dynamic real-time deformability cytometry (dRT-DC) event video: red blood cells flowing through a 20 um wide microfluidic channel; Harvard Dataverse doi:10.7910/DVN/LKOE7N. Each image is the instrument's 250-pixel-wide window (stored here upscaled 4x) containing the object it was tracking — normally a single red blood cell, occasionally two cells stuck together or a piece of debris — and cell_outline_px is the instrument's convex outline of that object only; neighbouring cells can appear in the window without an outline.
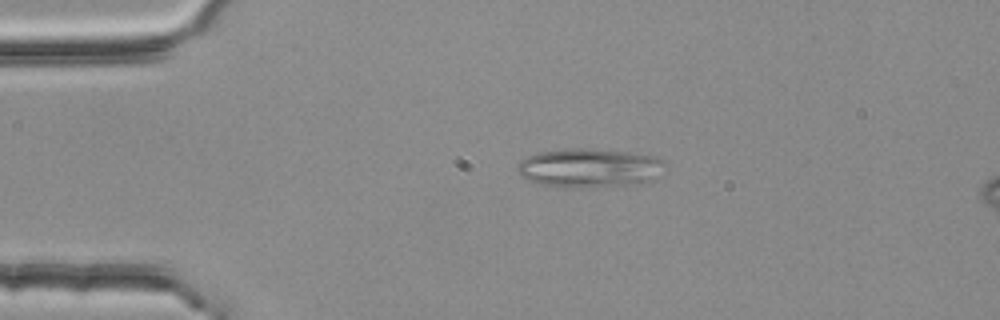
{"species": "common noctule bat (a hibernating species)", "species_latin": "Nyctalus noctula", "temperature_condition": "room temperature", "stored_images_in_passage": 53, "segment_of_instrument_passage": [1, 2], "camera_frame_rate_fps": 3000, "um_per_image_px": 0.085, "animal": {"sex": "female", "body_mass_g": 25.1}, "frame": {"image": 1, "passage_image": 11, "time_ms": 3.333, "image_size_px": [1000, 320], "cell_outline_px": [[664, 164], [660, 176], [656, 180], [632, 184], [588, 188], [536, 184], [520, 176], [516, 172], [516, 168], [520, 160], [528, 156], [540, 152], [572, 148], [592, 148], [632, 152], [652, 156], [664, 160]], "centroid_in_image_um": [50.1, 14.27], "position_along_channel_um": 34.9, "area_um2": 33.87}}